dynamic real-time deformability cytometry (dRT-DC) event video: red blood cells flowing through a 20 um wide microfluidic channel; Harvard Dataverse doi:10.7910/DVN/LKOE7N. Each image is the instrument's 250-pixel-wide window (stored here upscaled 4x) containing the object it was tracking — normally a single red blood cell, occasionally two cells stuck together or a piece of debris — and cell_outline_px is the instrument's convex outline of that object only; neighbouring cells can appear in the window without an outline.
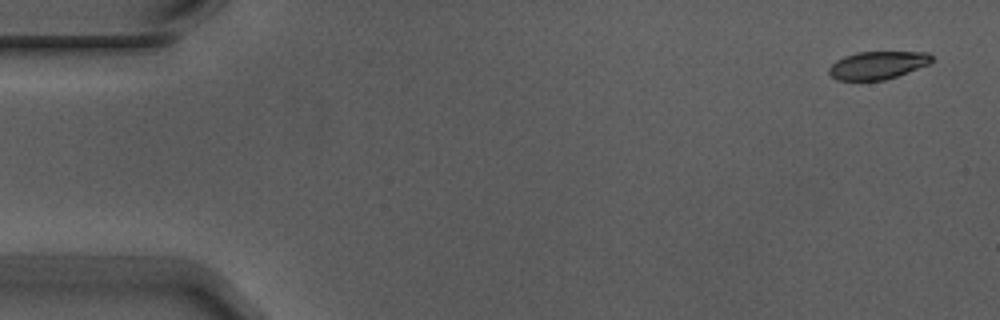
{"species": "Egyptian fruit bat (a non-hibernating species)", "species_latin": "Rousettus aegyptiacus", "temperature_condition": "warm", "stored_images_in_passage": 2, "camera_frame_rate_fps": 3000, "um_per_image_px": 0.085, "animal": {"sex": "male"}, "frame": {"image": 1, "passage_image": 1, "time_ms": 0.0, "image_size_px": [1000, 320], "cell_outline_px": [[932, 60], [928, 64], [896, 76], [884, 80], [836, 80], [828, 72], [828, 68], [836, 60], [844, 56], [856, 52], [928, 52], [932, 56]], "centroid_in_image_um": [74.55, 5.53], "position_along_channel_um": 10.4, "area_um2": 16.53}}